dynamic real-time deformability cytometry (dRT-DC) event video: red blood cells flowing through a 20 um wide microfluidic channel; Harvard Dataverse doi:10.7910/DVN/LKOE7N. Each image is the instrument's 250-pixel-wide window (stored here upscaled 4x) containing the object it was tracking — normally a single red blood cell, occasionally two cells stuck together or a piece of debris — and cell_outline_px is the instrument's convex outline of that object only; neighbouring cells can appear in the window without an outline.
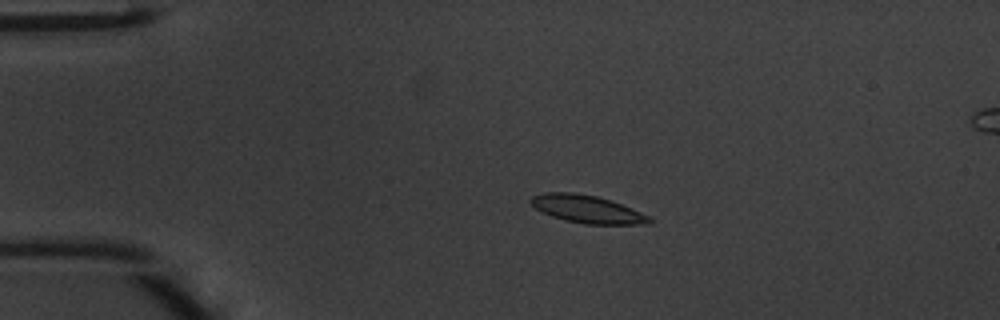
{"species": "common noctule bat (a hibernating species)", "species_latin": "Nyctalus noctula", "temperature_condition": "warm", "stored_images_in_passage": 43, "camera_frame_rate_fps": 3000, "um_per_image_px": 0.085, "animal": {"sex": "male", "body_mass_g": 20.1, "forearm_length_mm": 53.5}, "frame": {"image": 1, "passage_image": 5, "time_ms": 1.333, "image_size_px": [1000, 320], "cell_outline_px": [[652, 224], [584, 224], [564, 220], [540, 212], [528, 200], [532, 196], [544, 192], [572, 192], [596, 196], [632, 208], [652, 216]], "centroid_in_image_um": [49.91, 17.78], "position_along_channel_um": 35.1, "area_um2": 19.25}}
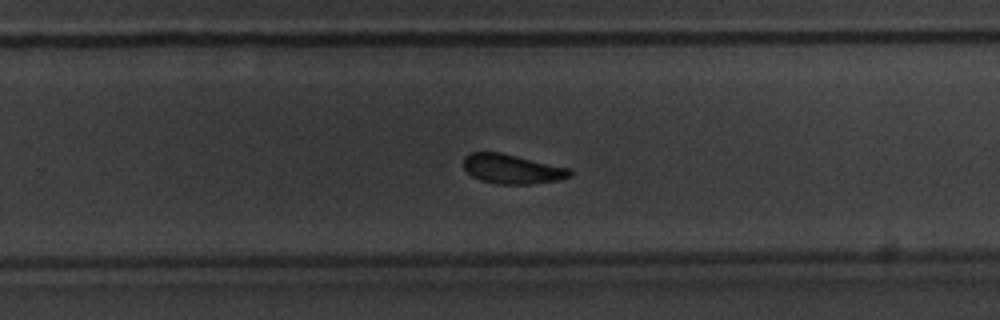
{"frame": {"image": 2, "passage_image": 26, "time_ms": 8.333, "image_size_px": [1000, 320], "cell_outline_px": [[572, 176], [556, 180], [532, 184], [500, 184], [480, 180], [472, 176], [464, 168], [464, 156], [472, 152], [500, 152], [572, 168]], "centroid_in_image_um": [43.55, 14.36], "position_along_channel_um": 286.2, "area_um2": 18.32}}
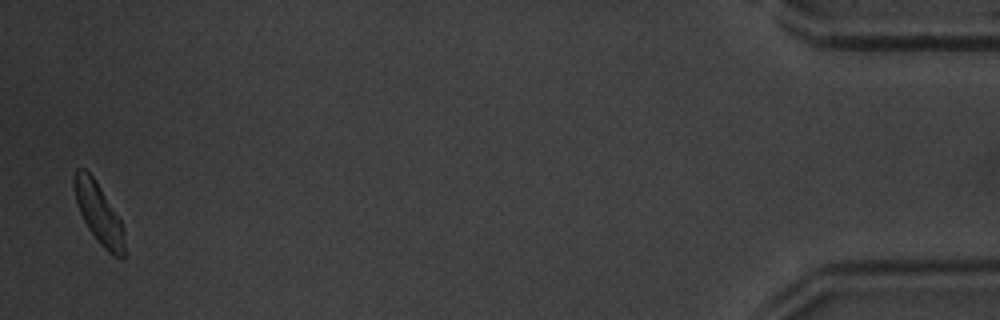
{"frame": {"image": 3, "passage_image": 42, "time_ms": 13.667, "image_size_px": [1000, 320], "cell_outline_px": [[124, 260], [120, 260], [112, 256], [100, 244], [88, 228], [76, 204], [72, 184], [72, 176], [76, 168], [84, 168], [92, 176], [100, 188], [120, 220], [124, 228]], "centroid_in_image_um": [8.37, 18.15], "position_along_channel_um": 426.8, "area_um2": 17.8}, "authors_computed_cell_mechanics": {"area_um2": 18.785, "velocity_mm_per_s": 4.2167, "shape_relaxation_time_tau1_ms": 2.939, "shape_relaxation_time_tau2_ms": 3.0599, "deformation_change_tau1": 0.1263, "deformation_change_tau2": 0.0915}}